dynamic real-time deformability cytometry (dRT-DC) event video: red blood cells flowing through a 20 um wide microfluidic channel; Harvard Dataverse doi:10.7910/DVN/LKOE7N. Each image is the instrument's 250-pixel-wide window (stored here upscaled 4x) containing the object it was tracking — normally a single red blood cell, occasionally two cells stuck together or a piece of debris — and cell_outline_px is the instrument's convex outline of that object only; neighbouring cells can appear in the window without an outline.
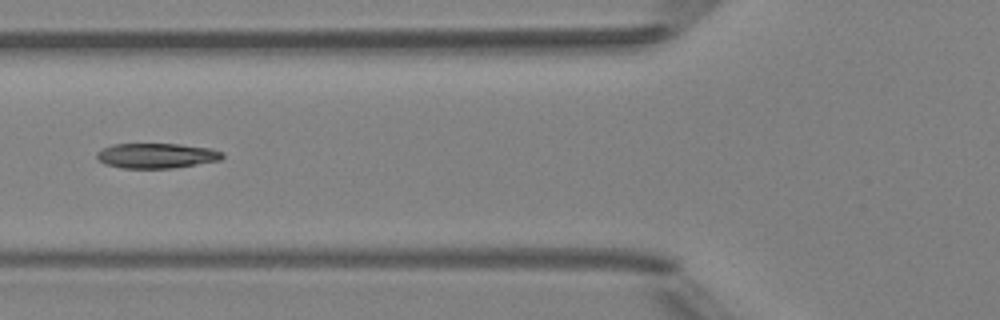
{"species": "Egyptian fruit bat (a non-hibernating species)", "species_latin": "Rousettus aegyptiacus", "temperature_condition": "room temperature", "stored_images_in_passage": 6, "camera_frame_rate_fps": 3000, "um_per_image_px": 0.085, "animal": {"sex": "female"}, "frame": {"image": 1, "passage_image": 5, "time_ms": 5.333, "image_size_px": [1000, 320], "cell_outline_px": [[224, 156], [220, 160], [172, 168], [120, 168], [104, 164], [96, 156], [96, 152], [112, 144], [180, 144], [212, 148], [224, 152]], "centroid_in_image_um": [13.31, 13.23], "position_along_channel_um": 112.5, "area_um2": 18.38}}
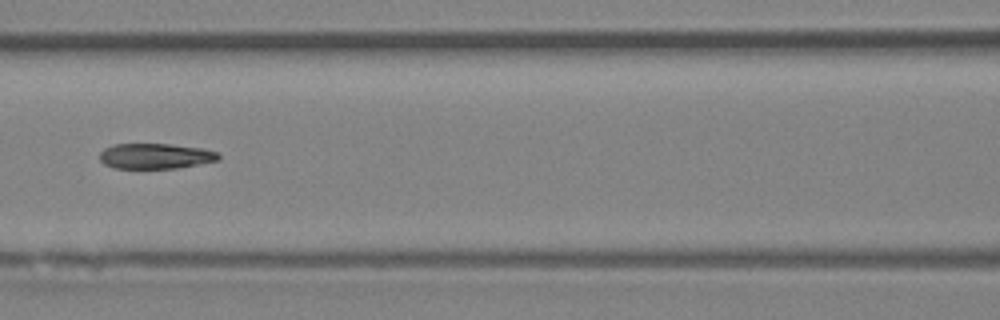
{"frame": {"image": 2, "passage_image": 6, "time_ms": 6.333, "image_size_px": [1000, 320], "cell_outline_px": [[220, 160], [176, 168], [112, 168], [104, 164], [100, 160], [100, 152], [104, 148], [112, 144], [168, 144], [204, 148], [216, 152], [220, 156]], "centroid_in_image_um": [13.19, 13.26], "position_along_channel_um": 153.4, "area_um2": 17.63}}